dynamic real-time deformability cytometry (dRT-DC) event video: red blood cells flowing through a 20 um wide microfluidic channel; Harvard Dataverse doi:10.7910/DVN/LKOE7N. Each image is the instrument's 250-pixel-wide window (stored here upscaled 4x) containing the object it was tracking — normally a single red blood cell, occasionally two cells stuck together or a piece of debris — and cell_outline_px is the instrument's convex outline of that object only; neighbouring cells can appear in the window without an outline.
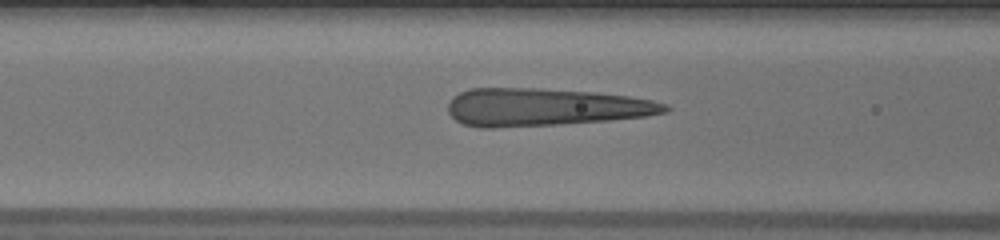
{"species": "human", "species_latin": "Homo sapiens", "temperature_condition": "warm", "stored_images_in_passage": 36, "camera_frame_rate_fps": 3000, "um_per_image_px": 0.085, "donor": {"sex": "male"}, "frame": {"image": 1, "passage_image": 9, "time_ms": 2.667, "image_size_px": [1000, 240], "cell_outline_px": [[672, 108], [668, 112], [648, 116], [608, 120], [556, 124], [492, 128], [480, 128], [464, 124], [456, 120], [448, 112], [448, 104], [452, 96], [468, 88], [540, 88], [596, 92], [628, 96], [652, 100], [668, 104]], "centroid_in_image_um": [46.32, 9.1], "position_along_channel_um": 120.3, "area_um2": 47.97}}
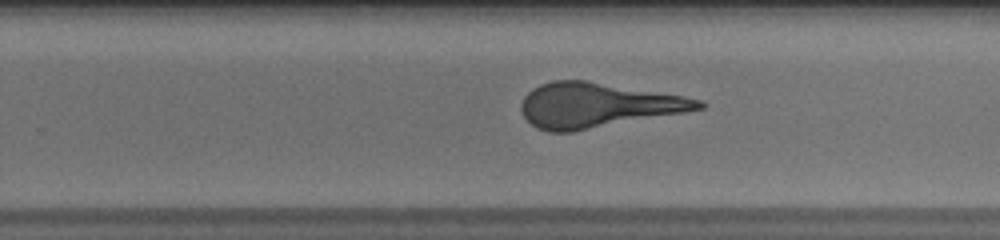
{"frame": {"image": 2, "passage_image": 21, "time_ms": 6.667, "image_size_px": [1000, 240], "cell_outline_px": [[708, 104], [704, 108], [684, 112], [572, 132], [548, 132], [536, 128], [524, 116], [520, 108], [520, 104], [524, 96], [532, 88], [540, 84], [552, 80], [584, 80], [684, 96], [700, 100]], "centroid_in_image_um": [50.74, 8.94], "position_along_channel_um": 279.1, "area_um2": 46.07}}
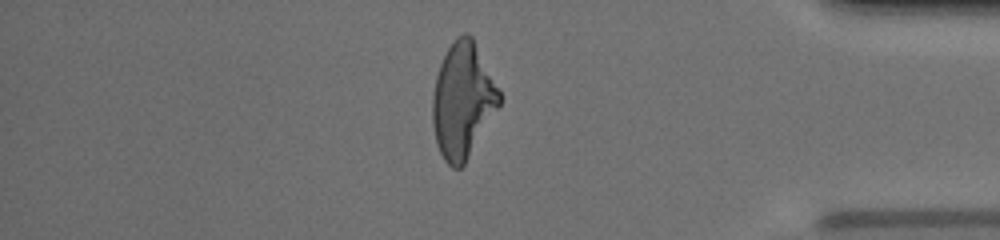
{"frame": {"image": 3, "passage_image": 32, "time_ms": 10.333, "image_size_px": [1000, 240], "cell_outline_px": [[500, 104], [464, 164], [460, 168], [452, 168], [444, 160], [436, 144], [432, 124], [432, 96], [436, 76], [440, 64], [452, 40], [456, 36], [464, 32], [468, 32], [472, 36], [500, 92]], "centroid_in_image_um": [39.3, 8.53], "position_along_channel_um": 395.9, "area_um2": 44.56}, "authors_computed_cell_mechanics": {"area_um2": 46.9047, "velocity_mm_per_s": 3.9643, "shape_relaxation_time_tau1_ms": 8.2271, "shape_relaxation_time_tau2_ms": 0.6424, "deformation_change_tau1": 0.32, "deformation_change_tau2": 0.1229}}